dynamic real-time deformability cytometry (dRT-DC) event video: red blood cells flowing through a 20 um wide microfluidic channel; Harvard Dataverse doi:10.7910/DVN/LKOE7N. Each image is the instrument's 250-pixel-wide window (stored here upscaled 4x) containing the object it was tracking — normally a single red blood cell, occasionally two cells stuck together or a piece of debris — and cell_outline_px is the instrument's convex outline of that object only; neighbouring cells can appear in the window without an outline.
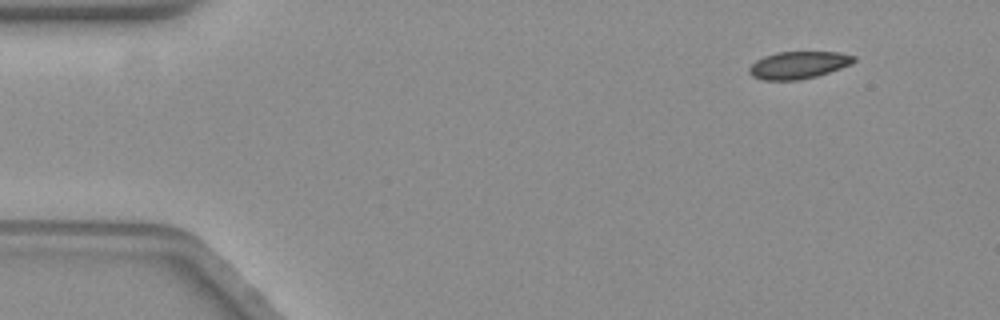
{"species": "common noctule bat (a hibernating species)", "species_latin": "Nyctalus noctula", "temperature_condition": "warm", "stored_images_in_passage": 23, "camera_frame_rate_fps": 3000, "um_per_image_px": 0.085, "animal": {"sex": "female", "body_mass_g": 19.3, "forearm_length_mm": 54.1}, "frame": {"image": 1, "passage_image": 1, "time_ms": 0.0, "image_size_px": [1000, 320], "cell_outline_px": [[856, 60], [852, 64], [816, 76], [800, 80], [764, 80], [752, 76], [748, 72], [748, 68], [756, 60], [764, 56], [776, 52], [840, 52], [856, 56]], "centroid_in_image_um": [67.86, 5.52], "position_along_channel_um": 17.1, "area_um2": 16.7}}
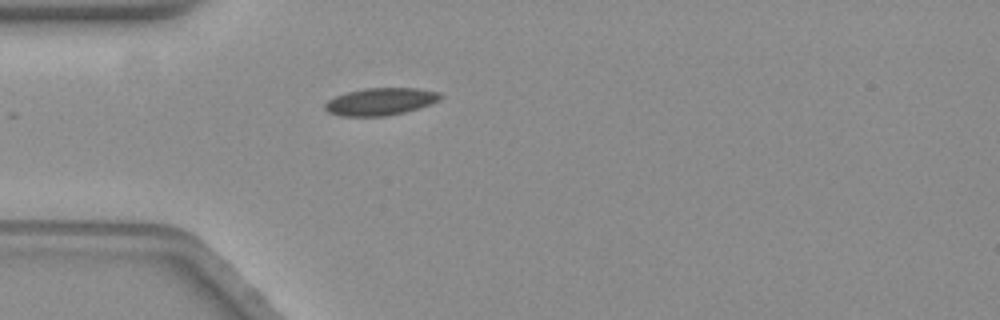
{"frame": {"image": 2, "passage_image": 12, "time_ms": 3.667, "image_size_px": [1000, 320], "cell_outline_px": [[444, 96], [440, 100], [432, 104], [420, 108], [388, 116], [340, 116], [328, 112], [324, 108], [324, 104], [328, 100], [344, 92], [364, 88], [416, 88], [440, 92]], "centroid_in_image_um": [32.36, 8.63], "position_along_channel_um": 52.6, "area_um2": 18.67}}
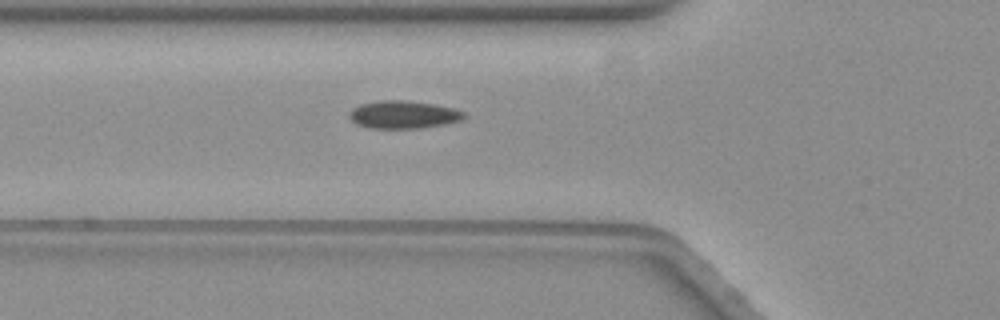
{"frame": {"image": 3, "passage_image": 16, "time_ms": 5.0, "image_size_px": [1000, 320], "cell_outline_px": [[468, 116], [460, 120], [444, 124], [420, 128], [368, 128], [356, 124], [348, 116], [348, 112], [352, 108], [360, 104], [380, 100], [404, 100], [436, 104], [456, 108], [464, 112]], "centroid_in_image_um": [34.28, 9.73], "position_along_channel_um": 91.5, "area_um2": 18.79}}